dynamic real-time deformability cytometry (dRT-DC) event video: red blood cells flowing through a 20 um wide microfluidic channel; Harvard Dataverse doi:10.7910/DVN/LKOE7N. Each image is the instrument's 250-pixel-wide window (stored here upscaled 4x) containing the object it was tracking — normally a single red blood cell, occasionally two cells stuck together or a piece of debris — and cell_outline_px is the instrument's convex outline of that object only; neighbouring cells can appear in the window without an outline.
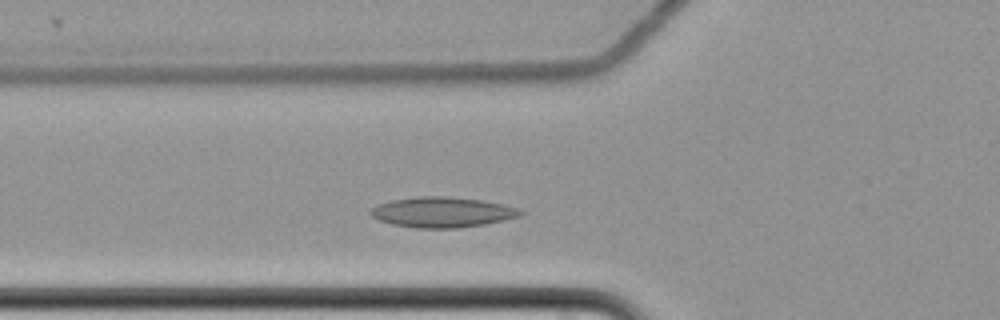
{"species": "common noctule bat (a hibernating species)", "species_latin": "Nyctalus noctula", "temperature_condition": "cold", "stored_images_in_passage": 22, "camera_frame_rate_fps": 3000, "um_per_image_px": 0.085, "animal": {"sex": "female", "body_mass_g": 22.7, "forearm_length_mm": 54.2}, "frame": {"image": 1, "passage_image": 15, "time_ms": 4.667, "image_size_px": [1000, 320], "cell_outline_px": [[524, 212], [520, 216], [504, 220], [484, 224], [456, 228], [416, 228], [392, 224], [380, 220], [372, 216], [368, 212], [376, 204], [392, 200], [420, 196], [444, 196], [480, 200], [520, 208]], "centroid_in_image_um": [37.57, 18.04], "position_along_channel_um": 88.2, "area_um2": 26.36}}
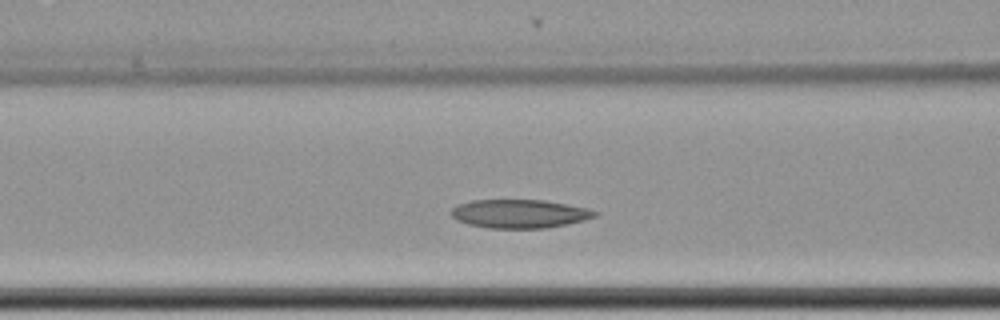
{"frame": {"image": 2, "passage_image": 18, "time_ms": 5.667, "image_size_px": [1000, 320], "cell_outline_px": [[600, 212], [596, 216], [584, 220], [544, 228], [488, 228], [468, 224], [456, 220], [448, 212], [452, 208], [460, 204], [472, 200], [544, 200], [568, 204], [588, 208]], "centroid_in_image_um": [44.15, 18.16], "position_along_channel_um": 122.5, "area_um2": 23.93}}
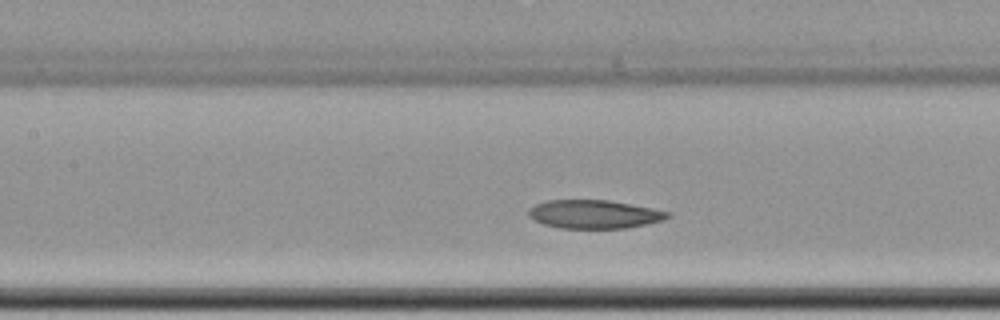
{"frame": {"image": 3, "passage_image": 21, "time_ms": 6.667, "image_size_px": [1000, 320], "cell_outline_px": [[672, 216], [664, 220], [648, 224], [628, 228], [560, 228], [544, 224], [528, 216], [528, 208], [536, 204], [548, 200], [608, 200], [632, 204], [652, 208], [668, 212]], "centroid_in_image_um": [50.53, 18.21], "position_along_channel_um": 156.9, "area_um2": 23.12}}